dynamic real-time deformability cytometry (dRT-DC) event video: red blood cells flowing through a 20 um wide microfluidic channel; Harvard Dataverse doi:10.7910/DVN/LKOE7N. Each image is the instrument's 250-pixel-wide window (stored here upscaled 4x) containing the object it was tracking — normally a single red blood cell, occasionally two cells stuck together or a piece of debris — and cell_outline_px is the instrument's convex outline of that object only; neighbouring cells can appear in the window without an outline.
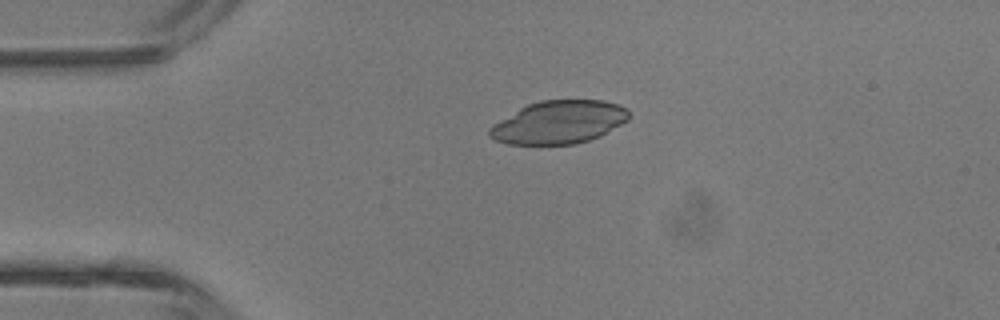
{"species": "common noctule bat (a hibernating species)", "species_latin": "Nyctalus noctula", "temperature_condition": "room temperature", "stored_images_in_passage": 3, "camera_frame_rate_fps": 3000, "um_per_image_px": 0.085, "animal": {"sex": "male", "body_mass_g": 13.3}, "frame": {"image": 1, "passage_image": 2, "time_ms": 1.333, "image_size_px": [1000, 320], "cell_outline_px": [[628, 120], [600, 136], [576, 144], [508, 144], [496, 140], [488, 136], [488, 128], [492, 124], [520, 108], [528, 104], [540, 100], [604, 100], [620, 104], [628, 108]], "centroid_in_image_um": [47.5, 10.38], "position_along_channel_um": 37.5, "area_um2": 34.97}}